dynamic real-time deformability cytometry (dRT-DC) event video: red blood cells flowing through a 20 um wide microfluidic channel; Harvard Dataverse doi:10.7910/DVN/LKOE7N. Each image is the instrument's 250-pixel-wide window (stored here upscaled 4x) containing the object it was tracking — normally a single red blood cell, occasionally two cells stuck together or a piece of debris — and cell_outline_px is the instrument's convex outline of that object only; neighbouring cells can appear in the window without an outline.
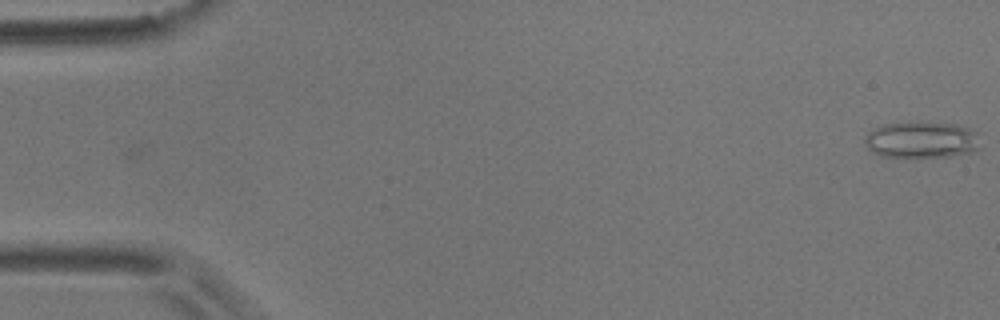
{"species": "common noctule bat (a hibernating species)", "species_latin": "Nyctalus noctula", "temperature_condition": "room temperature", "stored_images_in_passage": 6, "camera_frame_rate_fps": 3000, "um_per_image_px": 0.085, "animal": {"sex": "male", "body_mass_g": 17.9}, "frame": {"image": 1, "passage_image": 1, "time_ms": 0.0, "image_size_px": [1000, 320], "cell_outline_px": [[980, 148], [972, 152], [948, 156], [880, 156], [872, 152], [868, 148], [864, 140], [868, 132], [884, 124], [956, 124], [980, 132]], "centroid_in_image_um": [78.4, 11.91], "position_along_channel_um": 6.6, "area_um2": 23.99}}